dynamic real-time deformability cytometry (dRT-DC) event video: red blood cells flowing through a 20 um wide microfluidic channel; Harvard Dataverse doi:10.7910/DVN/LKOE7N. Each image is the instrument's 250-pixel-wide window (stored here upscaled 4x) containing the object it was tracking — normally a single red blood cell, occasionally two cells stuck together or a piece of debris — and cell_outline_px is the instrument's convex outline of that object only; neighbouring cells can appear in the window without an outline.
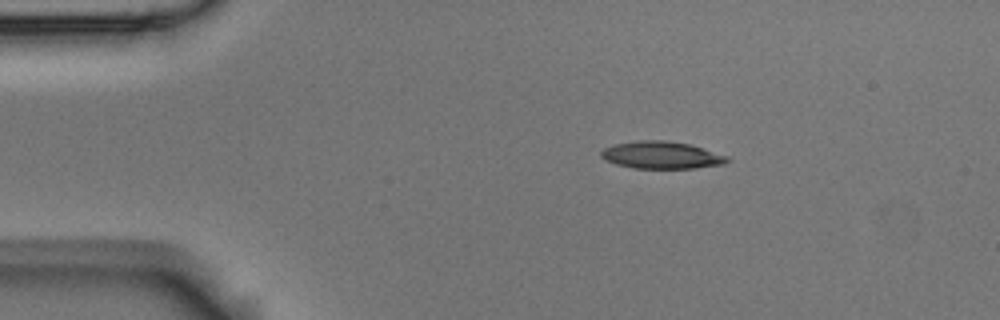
{"species": "Egyptian fruit bat (a non-hibernating species)", "species_latin": "Rousettus aegyptiacus", "temperature_condition": "room temperature", "stored_images_in_passage": 4, "camera_frame_rate_fps": 3000, "um_per_image_px": 0.085, "animal": {"sex": "male"}, "frame": {"image": 1, "passage_image": 1, "time_ms": 0.0, "image_size_px": [1000, 320], "cell_outline_px": [[732, 160], [724, 164], [696, 168], [632, 168], [616, 164], [604, 160], [600, 156], [600, 152], [604, 148], [612, 144], [636, 140], [664, 140], [692, 144], [728, 156]], "centroid_in_image_um": [56.23, 13.17], "position_along_channel_um": 28.8, "area_um2": 20.4}}
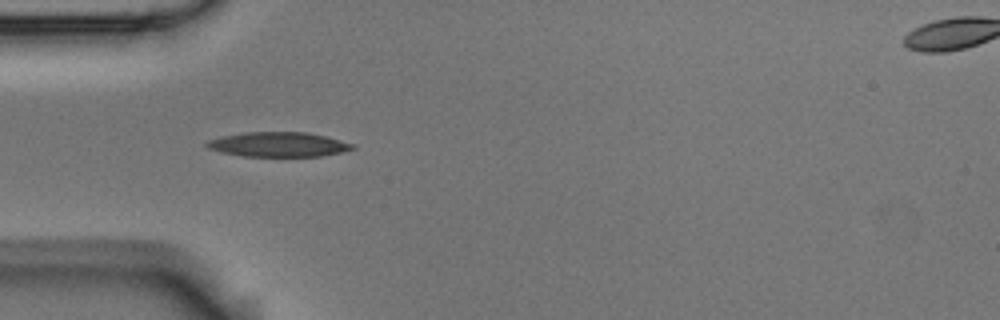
{"frame": {"image": 2, "passage_image": 3, "time_ms": 0.667, "image_size_px": [1000, 320], "cell_outline_px": [[356, 148], [340, 152], [320, 156], [244, 156], [220, 152], [208, 148], [204, 144], [208, 140], [220, 136], [244, 132], [308, 132], [328, 136], [356, 144]], "centroid_in_image_um": [23.68, 12.27], "position_along_channel_um": 61.3, "area_um2": 21.15}}
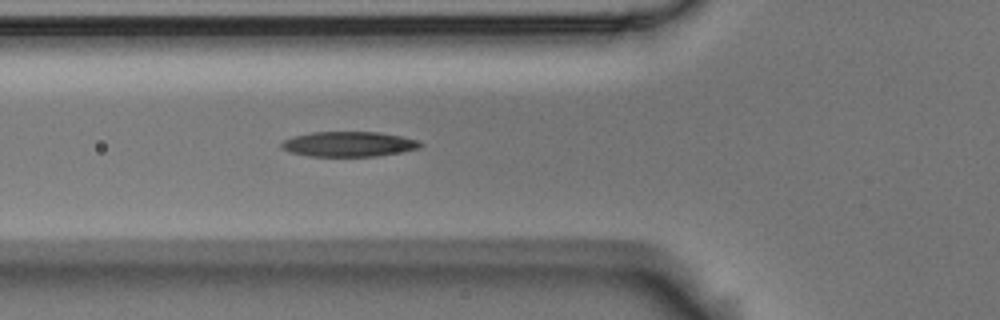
{"frame": {"image": 3, "passage_image": 4, "time_ms": 1.0, "image_size_px": [1000, 320], "cell_outline_px": [[424, 144], [420, 148], [400, 152], [376, 156], [308, 156], [288, 152], [280, 148], [280, 144], [284, 140], [292, 136], [312, 132], [380, 132], [420, 140]], "centroid_in_image_um": [29.63, 12.25], "position_along_channel_um": 96.2, "area_um2": 20.46}}